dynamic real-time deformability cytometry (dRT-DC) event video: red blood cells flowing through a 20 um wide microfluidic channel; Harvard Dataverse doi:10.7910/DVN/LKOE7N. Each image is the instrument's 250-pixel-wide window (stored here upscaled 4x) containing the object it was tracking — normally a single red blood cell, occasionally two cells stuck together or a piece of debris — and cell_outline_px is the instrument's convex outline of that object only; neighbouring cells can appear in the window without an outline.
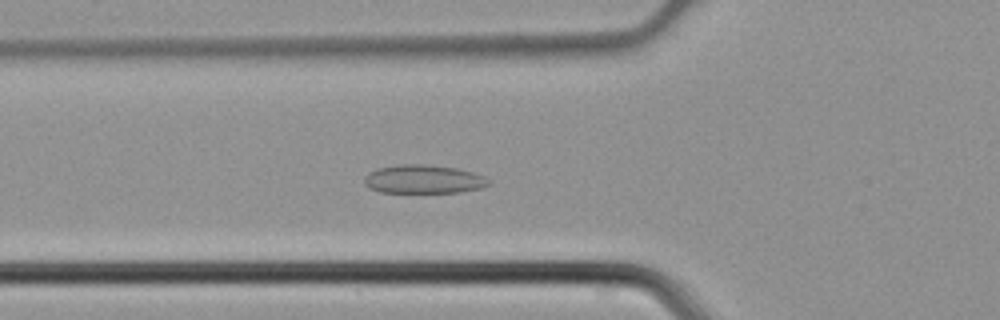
{"species": "common noctule bat (a hibernating species)", "species_latin": "Nyctalus noctula", "temperature_condition": "cold", "stored_images_in_passage": 46, "camera_frame_rate_fps": 3000, "um_per_image_px": 0.085, "animal": {"sex": "male", "body_mass_g": 21.5, "forearm_length_mm": 52.0}, "frame": {"image": 1, "passage_image": 16, "time_ms": 5.0, "image_size_px": [1000, 320], "cell_outline_px": [[492, 184], [484, 188], [460, 192], [380, 192], [368, 188], [364, 184], [364, 176], [368, 172], [380, 168], [400, 164], [424, 164], [456, 168], [472, 172], [484, 176], [492, 180]], "centroid_in_image_um": [36.04, 15.24], "position_along_channel_um": 89.8, "area_um2": 20.92}}
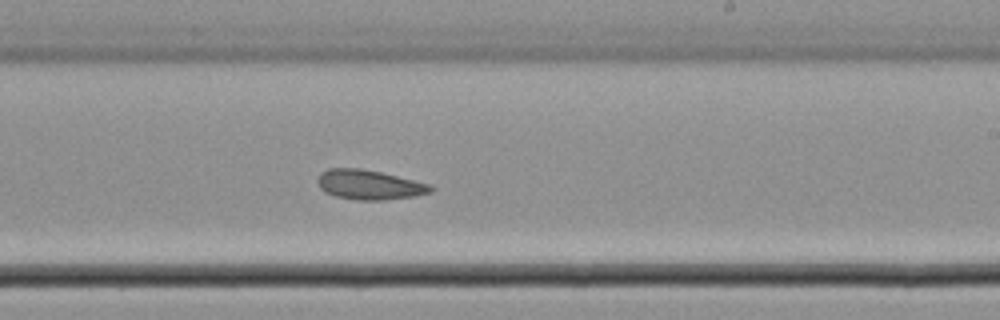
{"frame": {"image": 2, "passage_image": 27, "time_ms": 8.667, "image_size_px": [1000, 320], "cell_outline_px": [[436, 188], [432, 192], [416, 196], [384, 200], [360, 200], [336, 196], [324, 192], [320, 188], [316, 180], [320, 172], [328, 168], [360, 168], [380, 172], [432, 184]], "centroid_in_image_um": [31.41, 15.7], "position_along_channel_um": 257.6, "area_um2": 19.77}}
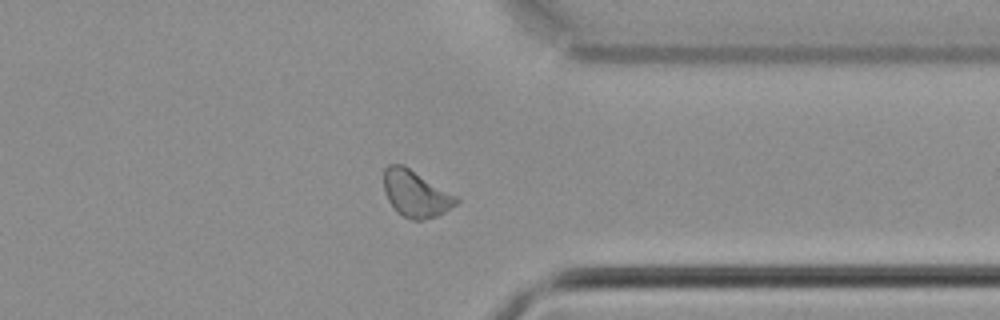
{"frame": {"image": 3, "passage_image": 35, "time_ms": 11.333, "image_size_px": [1000, 320], "cell_outline_px": [[460, 200], [456, 204], [444, 212], [436, 216], [424, 220], [412, 220], [396, 212], [388, 200], [384, 192], [384, 168], [388, 164], [404, 164], [460, 196]], "centroid_in_image_um": [35.36, 16.44], "position_along_channel_um": 376.0, "area_um2": 20.17}}